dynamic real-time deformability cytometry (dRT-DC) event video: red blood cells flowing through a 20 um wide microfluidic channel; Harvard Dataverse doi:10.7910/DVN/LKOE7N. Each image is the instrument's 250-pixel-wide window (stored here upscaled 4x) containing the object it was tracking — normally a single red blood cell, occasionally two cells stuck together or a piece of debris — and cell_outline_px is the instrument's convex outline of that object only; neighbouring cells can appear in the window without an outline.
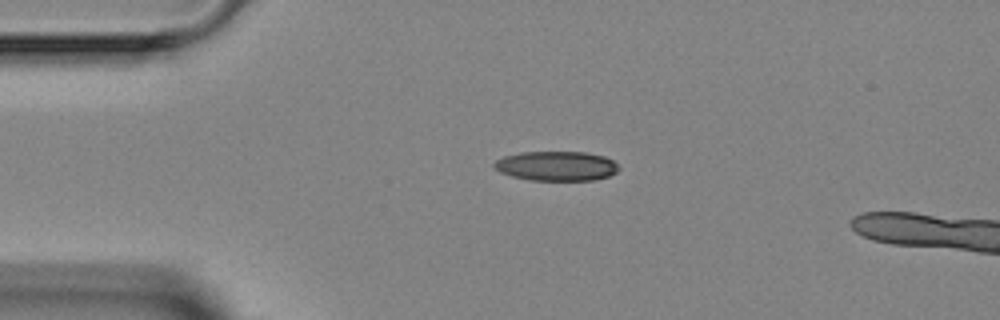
{"species": "Egyptian fruit bat (a non-hibernating species)", "species_latin": "Rousettus aegyptiacus", "temperature_condition": "room temperature", "stored_images_in_passage": 2, "camera_frame_rate_fps": 3000, "um_per_image_px": 0.085, "animal": {"sex": "female"}, "frame": {"image": 1, "passage_image": 1, "time_ms": 0.0, "image_size_px": [1000, 320], "cell_outline_px": [[620, 168], [616, 172], [608, 176], [592, 180], [528, 180], [512, 176], [500, 172], [492, 164], [496, 160], [504, 156], [520, 152], [584, 152], [604, 156], [612, 160]], "centroid_in_image_um": [47.28, 14.11], "position_along_channel_um": 37.7, "area_um2": 21.39}}